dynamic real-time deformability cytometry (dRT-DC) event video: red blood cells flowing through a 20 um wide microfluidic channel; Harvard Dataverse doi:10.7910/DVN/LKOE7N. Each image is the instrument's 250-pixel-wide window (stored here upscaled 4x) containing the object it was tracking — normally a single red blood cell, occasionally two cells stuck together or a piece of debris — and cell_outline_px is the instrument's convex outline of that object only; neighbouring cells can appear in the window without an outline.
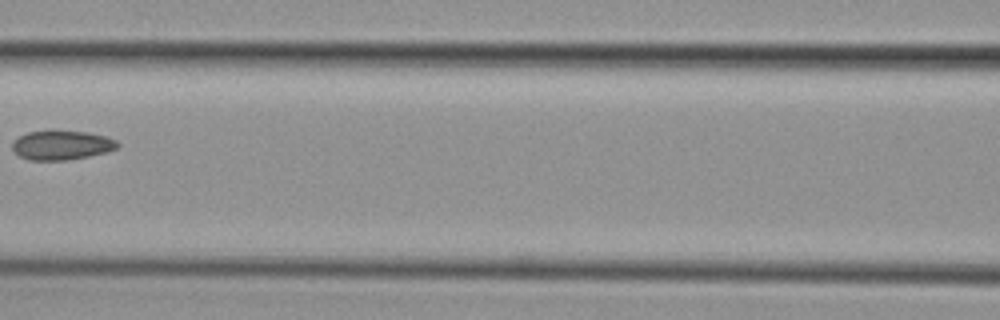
{"species": "common noctule bat (a hibernating species)", "species_latin": "Nyctalus noctula", "temperature_condition": "cold", "stored_images_in_passage": 3, "camera_frame_rate_fps": 3000, "um_per_image_px": 0.085, "animal": {"sex": "female", "body_mass_g": 29.2, "forearm_length_mm": 56.3}, "frame": {"image": 1, "passage_image": 3, "time_ms": 3.333, "image_size_px": [1000, 320], "cell_outline_px": [[120, 144], [116, 148], [108, 152], [68, 160], [28, 160], [20, 156], [12, 148], [12, 144], [20, 136], [28, 132], [48, 128], [56, 128], [88, 132], [104, 136], [116, 140]], "centroid_in_image_um": [5.24, 12.29], "position_along_channel_um": 161.4, "area_um2": 18.5}}